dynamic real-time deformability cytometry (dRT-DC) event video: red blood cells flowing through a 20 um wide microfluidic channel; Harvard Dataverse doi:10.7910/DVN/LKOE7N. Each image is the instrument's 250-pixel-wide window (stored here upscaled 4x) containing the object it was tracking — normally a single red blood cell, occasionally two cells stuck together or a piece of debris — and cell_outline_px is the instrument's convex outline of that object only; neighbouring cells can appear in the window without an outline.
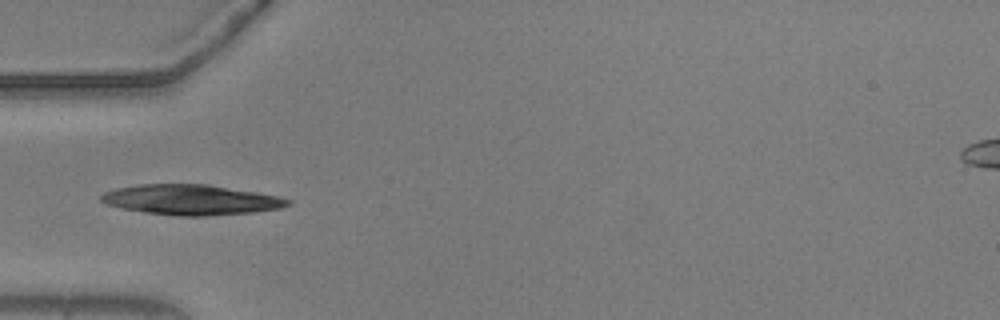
{"species": "common noctule bat (a hibernating species)", "species_latin": "Nyctalus noctula", "temperature_condition": "warm", "stored_images_in_passage": 34, "camera_frame_rate_fps": 3000, "um_per_image_px": 0.085, "animal": {"sex": "male", "body_mass_g": 20.5, "forearm_length_mm": 52.5}, "frame": {"image": 1, "passage_image": 17, "time_ms": 5.333, "image_size_px": [1000, 320], "cell_outline_px": [[292, 204], [280, 208], [252, 212], [212, 216], [180, 216], [144, 212], [124, 208], [108, 204], [100, 200], [100, 196], [104, 192], [116, 188], [136, 184], [208, 184], [280, 196], [292, 200]], "centroid_in_image_um": [16.27, 16.97], "position_along_channel_um": 68.7, "area_um2": 32.95}}
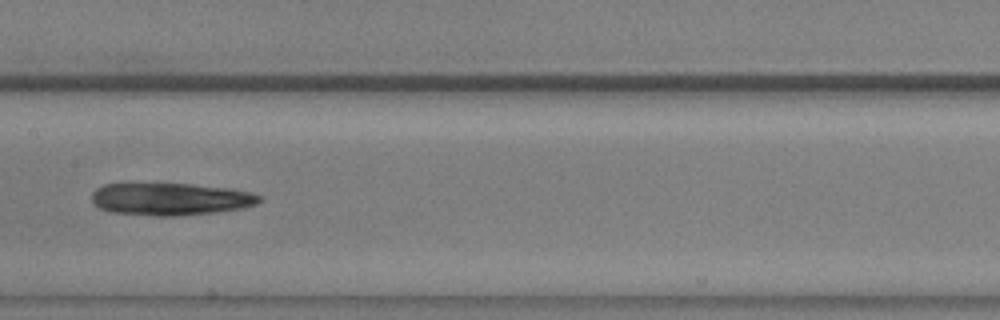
{"frame": {"image": 2, "passage_image": 27, "time_ms": 8.667, "image_size_px": [1000, 320], "cell_outline_px": [[264, 200], [256, 204], [240, 208], [216, 212], [180, 216], [156, 216], [112, 212], [100, 208], [92, 200], [92, 192], [96, 188], [104, 184], [192, 184], [228, 188], [252, 192], [260, 196]], "centroid_in_image_um": [14.51, 16.92], "position_along_channel_um": 192.9, "area_um2": 31.56}}